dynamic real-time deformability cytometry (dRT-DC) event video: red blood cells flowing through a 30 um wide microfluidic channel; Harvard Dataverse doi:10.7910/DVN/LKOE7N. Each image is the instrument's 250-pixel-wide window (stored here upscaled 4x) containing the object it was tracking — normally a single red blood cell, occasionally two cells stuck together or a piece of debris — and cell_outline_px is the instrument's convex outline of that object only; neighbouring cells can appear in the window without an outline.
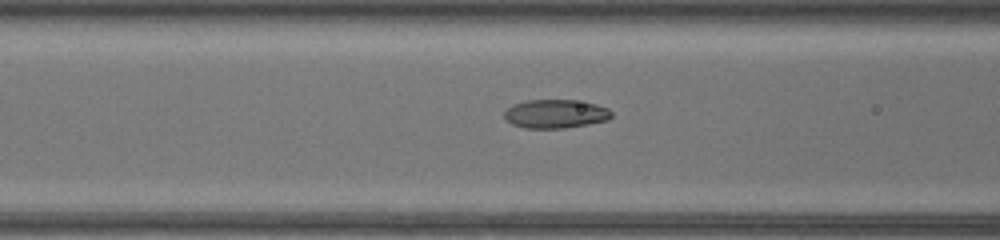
{"species": "common noctule bat (a hibernating species)", "species_latin": "Nyctalus noctula", "temperature_condition": "warm", "stored_images_in_passage": 29, "camera_frame_rate_fps": 3000, "um_per_image_px": 0.085, "animal": {"sex": "female", "body_mass_g": 17.0, "forearm_length_mm": 48.0}, "frame": {"image": 1, "passage_image": 11, "time_ms": 3.333, "image_size_px": [1000, 240], "cell_outline_px": [[612, 116], [608, 120], [588, 124], [564, 128], [524, 128], [512, 124], [504, 116], [504, 112], [512, 104], [528, 100], [572, 100], [596, 104], [608, 108], [612, 112]], "centroid_in_image_um": [47.22, 9.68], "position_along_channel_um": 119.4, "area_um2": 17.86}}
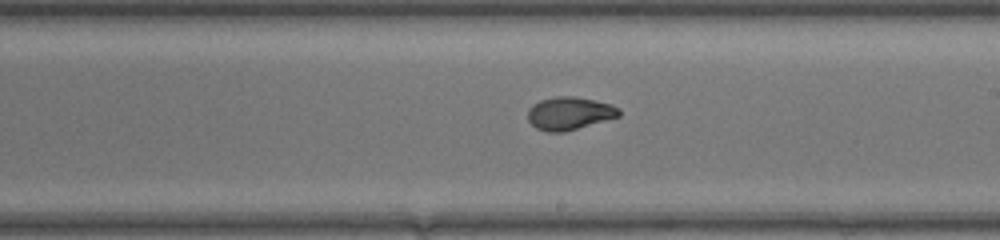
{"frame": {"image": 2, "passage_image": 19, "time_ms": 6.0, "image_size_px": [1000, 240], "cell_outline_px": [[620, 116], [564, 132], [548, 132], [536, 128], [528, 120], [528, 108], [532, 104], [540, 100], [556, 96], [576, 96], [612, 104], [620, 108]], "centroid_in_image_um": [48.4, 9.62], "position_along_channel_um": 240.6, "area_um2": 17.57}}
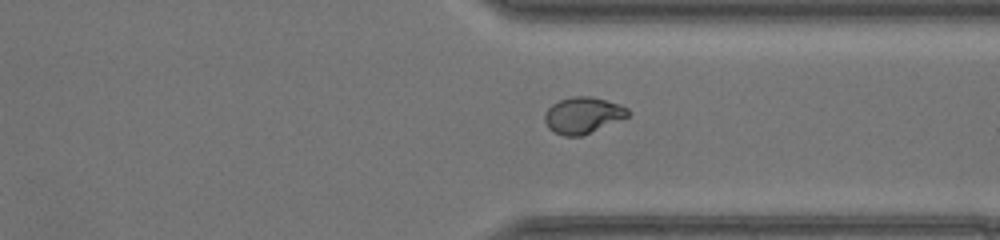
{"frame": {"image": 3, "passage_image": 27, "time_ms": 8.667, "image_size_px": [1000, 240], "cell_outline_px": [[632, 112], [628, 116], [580, 136], [564, 136], [548, 128], [544, 120], [544, 116], [548, 108], [552, 104], [560, 100], [572, 96], [592, 96], [620, 104], [628, 108]], "centroid_in_image_um": [49.54, 9.77], "position_along_channel_um": 361.9, "area_um2": 17.46}}